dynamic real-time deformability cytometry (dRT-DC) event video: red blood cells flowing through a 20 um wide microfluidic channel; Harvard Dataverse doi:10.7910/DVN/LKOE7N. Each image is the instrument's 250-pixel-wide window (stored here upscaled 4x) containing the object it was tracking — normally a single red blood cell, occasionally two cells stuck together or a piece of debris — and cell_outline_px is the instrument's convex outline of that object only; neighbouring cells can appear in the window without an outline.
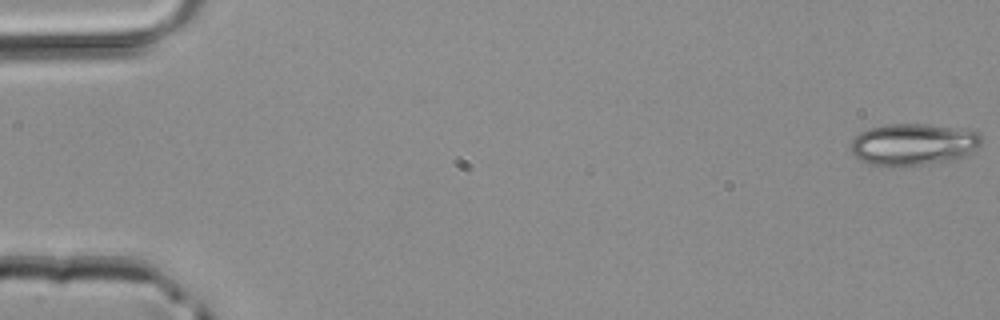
{"species": "common noctule bat (a hibernating species)", "species_latin": "Nyctalus noctula", "temperature_condition": "room temperature", "stored_images_in_passage": 4, "camera_frame_rate_fps": 3000, "um_per_image_px": 0.085, "animal": {"sex": "male", "body_mass_g": 20.4}, "frame": {"image": 1, "passage_image": 1, "time_ms": 0.0, "image_size_px": [1000, 320], "cell_outline_px": [[984, 140], [976, 148], [964, 156], [956, 160], [900, 168], [892, 168], [868, 164], [860, 160], [852, 152], [852, 140], [860, 132], [868, 128], [888, 124], [928, 124], [980, 132]], "centroid_in_image_um": [77.63, 12.3], "position_along_channel_um": 7.4, "area_um2": 32.43}}